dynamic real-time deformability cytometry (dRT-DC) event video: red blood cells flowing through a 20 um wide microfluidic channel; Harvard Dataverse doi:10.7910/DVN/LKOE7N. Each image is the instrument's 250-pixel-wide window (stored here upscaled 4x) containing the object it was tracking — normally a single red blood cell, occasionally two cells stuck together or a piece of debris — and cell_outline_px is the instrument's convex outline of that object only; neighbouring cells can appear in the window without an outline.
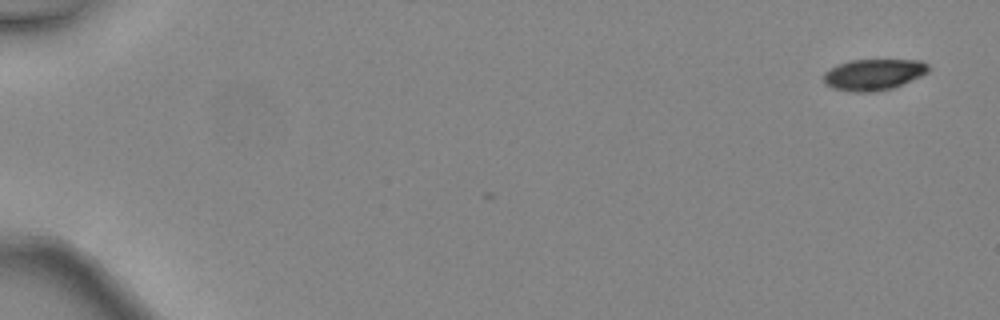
{"species": "common noctule bat (a hibernating species)", "species_latin": "Nyctalus noctula", "temperature_condition": "warm", "stored_images_in_passage": 5, "camera_frame_rate_fps": 3000, "um_per_image_px": 0.085, "animal": {"sex": "female", "body_mass_g": 24.6, "forearm_length_mm": 56.2}, "frame": {"image": 1, "passage_image": 1, "time_ms": 0.0, "image_size_px": [1000, 320], "cell_outline_px": [[928, 72], [920, 76], [892, 88], [868, 92], [856, 92], [832, 88], [824, 84], [824, 72], [840, 64], [852, 60], [920, 60], [928, 64]], "centroid_in_image_um": [74.24, 6.33], "position_along_channel_um": 10.8, "area_um2": 18.73}}